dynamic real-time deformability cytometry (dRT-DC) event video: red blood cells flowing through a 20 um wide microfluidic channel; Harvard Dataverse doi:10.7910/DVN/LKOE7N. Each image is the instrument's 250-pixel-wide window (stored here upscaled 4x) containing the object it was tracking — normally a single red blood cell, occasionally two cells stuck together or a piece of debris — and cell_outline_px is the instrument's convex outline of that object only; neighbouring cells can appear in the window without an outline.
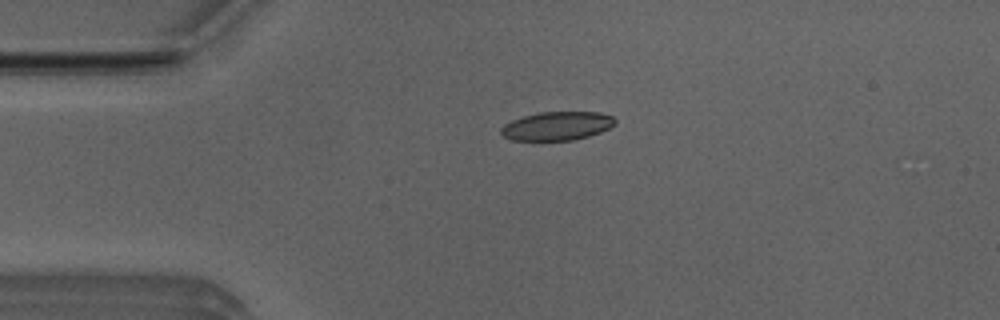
{"species": "Egyptian fruit bat (a non-hibernating species)", "species_latin": "Rousettus aegyptiacus", "temperature_condition": "room temperature", "stored_images_in_passage": 5, "camera_frame_rate_fps": 3000, "um_per_image_px": 0.085, "animal": {"sex": "male"}, "frame": {"image": 1, "passage_image": 3, "time_ms": 0.667, "image_size_px": [1000, 320], "cell_outline_px": [[616, 124], [600, 132], [588, 136], [572, 140], [512, 140], [504, 136], [500, 132], [500, 128], [504, 124], [512, 120], [524, 116], [540, 112], [596, 112], [612, 116], [616, 120]], "centroid_in_image_um": [47.33, 10.7], "position_along_channel_um": 37.7, "area_um2": 18.9}}